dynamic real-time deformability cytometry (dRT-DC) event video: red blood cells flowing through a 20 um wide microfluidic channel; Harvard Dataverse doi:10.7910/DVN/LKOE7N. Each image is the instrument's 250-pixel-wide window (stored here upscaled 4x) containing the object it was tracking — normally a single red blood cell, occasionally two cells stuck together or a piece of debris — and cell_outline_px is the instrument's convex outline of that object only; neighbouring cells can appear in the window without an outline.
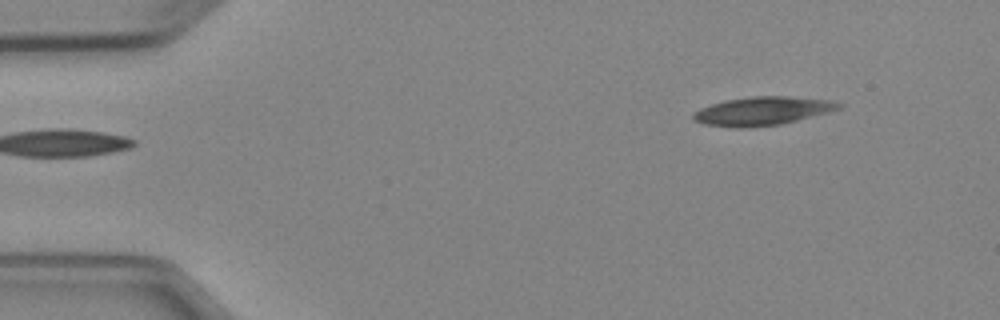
{"species": "Egyptian fruit bat (a non-hibernating species)", "species_latin": "Rousettus aegyptiacus", "temperature_condition": "cold", "stored_images_in_passage": 5, "segment_of_instrument_passage": [2, 2], "camera_frame_rate_fps": 3000, "um_per_image_px": 0.085, "animal": {"sex": "female"}, "frame": {"image": 1, "passage_image": 5, "time_ms": 5.0, "image_size_px": [1000, 320], "cell_outline_px": [[844, 104], [840, 108], [828, 112], [780, 124], [744, 128], [736, 128], [704, 124], [692, 120], [692, 112], [700, 108], [724, 100], [752, 96], [788, 96], [832, 100]], "centroid_in_image_um": [64.77, 9.43], "position_along_channel_um": 20.2, "area_um2": 24.22}}